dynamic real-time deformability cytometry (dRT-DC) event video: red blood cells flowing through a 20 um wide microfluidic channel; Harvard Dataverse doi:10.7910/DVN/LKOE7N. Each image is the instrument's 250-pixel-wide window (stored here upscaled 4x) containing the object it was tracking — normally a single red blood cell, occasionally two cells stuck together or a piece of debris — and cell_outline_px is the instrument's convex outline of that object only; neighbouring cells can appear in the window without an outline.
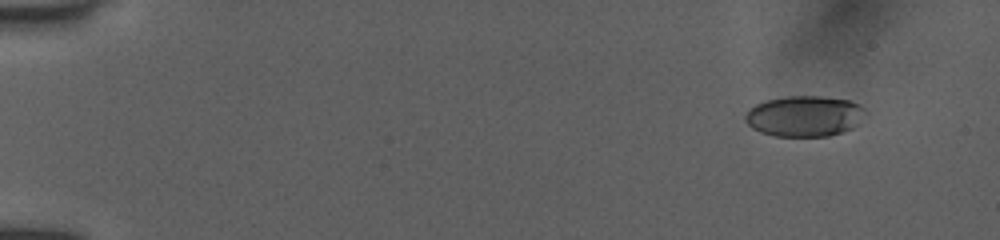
{"species": "human", "species_latin": "Homo sapiens", "temperature_condition": "room temperature", "stored_images_in_passage": 44, "camera_frame_rate_fps": 3000, "um_per_image_px": 0.085, "donor": {"sex": "female"}, "frame": {"image": 1, "passage_image": 3, "time_ms": 1.667, "image_size_px": [1000, 240], "cell_outline_px": [[868, 112], [852, 128], [828, 136], [776, 136], [760, 132], [752, 128], [744, 120], [744, 116], [748, 108], [764, 100], [788, 96], [820, 96], [848, 100], [860, 104]], "centroid_in_image_um": [68.35, 9.86], "position_along_channel_um": 16.6, "area_um2": 28.67}}
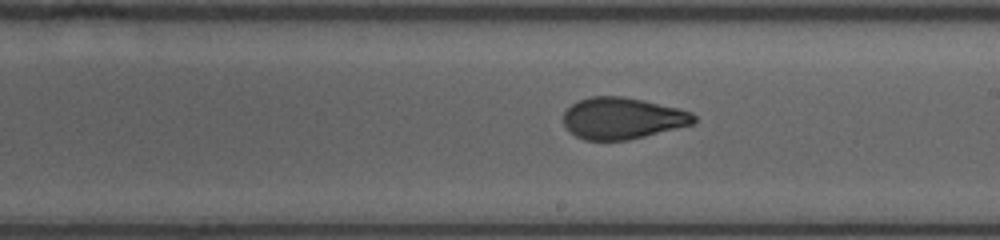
{"frame": {"image": 2, "passage_image": 24, "time_ms": 10.667, "image_size_px": [1000, 240], "cell_outline_px": [[696, 120], [692, 124], [628, 140], [584, 140], [576, 136], [564, 124], [564, 112], [572, 104], [580, 100], [592, 96], [624, 96], [644, 100], [680, 108], [692, 112], [696, 116]], "centroid_in_image_um": [52.92, 10.04], "position_along_channel_um": 236.1, "area_um2": 31.44}}
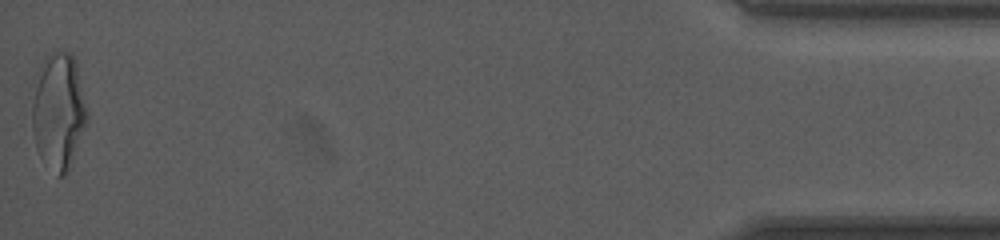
{"frame": {"image": 3, "passage_image": 44, "time_ms": 17.667, "image_size_px": [1000, 240], "cell_outline_px": [[88, 120], [68, 168], [64, 176], [56, 176], [40, 156], [36, 148], [32, 128], [32, 104], [36, 72], [44, 56], [56, 48], [68, 52], [76, 60], [88, 112]], "centroid_in_image_um": [4.95, 9.37], "position_along_channel_um": 430.2, "area_um2": 37.74}, "authors_computed_cell_mechanics": {"area_um2": 32.1079, "velocity_mm_per_s": 3.9797, "shape_relaxation_time_tau1_ms": 7.7086, "shape_relaxation_time_tau2_ms": 0.8055, "deformation_change_tau1": 0.2289, "deformation_change_tau2": 0.0671}}